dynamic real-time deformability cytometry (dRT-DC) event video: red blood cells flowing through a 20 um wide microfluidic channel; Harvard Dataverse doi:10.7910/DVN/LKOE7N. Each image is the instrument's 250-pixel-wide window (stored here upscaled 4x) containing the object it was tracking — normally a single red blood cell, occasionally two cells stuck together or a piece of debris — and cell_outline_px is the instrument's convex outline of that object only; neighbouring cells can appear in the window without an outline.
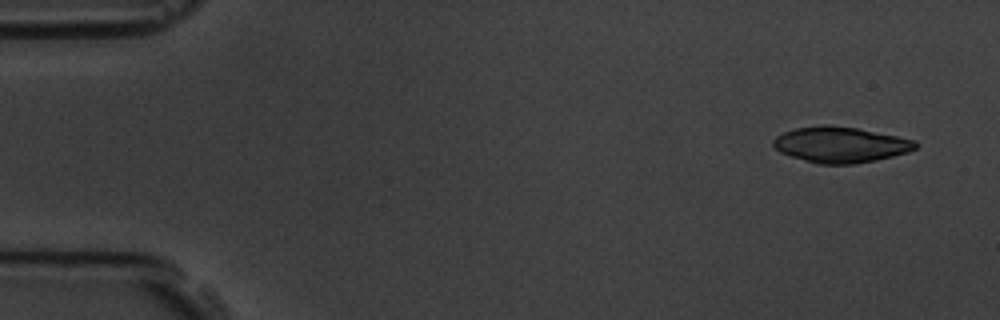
{"species": "common noctule bat (a hibernating species)", "species_latin": "Nyctalus noctula", "temperature_condition": "room temperature", "stored_images_in_passage": 6, "camera_frame_rate_fps": 3000, "um_per_image_px": 0.085, "animal": {"sex": "male", "body_mass_g": 19.5, "forearm_length_mm": 54.6}, "frame": {"image": 1, "passage_image": 1, "time_ms": 0.0, "image_size_px": [1000, 320], "cell_outline_px": [[916, 148], [908, 152], [876, 160], [852, 164], [820, 164], [804, 160], [780, 152], [772, 144], [772, 140], [776, 136], [784, 132], [796, 128], [820, 124], [824, 124], [856, 128], [916, 140]], "centroid_in_image_um": [71.42, 12.29], "position_along_channel_um": 13.6, "area_um2": 29.42}}